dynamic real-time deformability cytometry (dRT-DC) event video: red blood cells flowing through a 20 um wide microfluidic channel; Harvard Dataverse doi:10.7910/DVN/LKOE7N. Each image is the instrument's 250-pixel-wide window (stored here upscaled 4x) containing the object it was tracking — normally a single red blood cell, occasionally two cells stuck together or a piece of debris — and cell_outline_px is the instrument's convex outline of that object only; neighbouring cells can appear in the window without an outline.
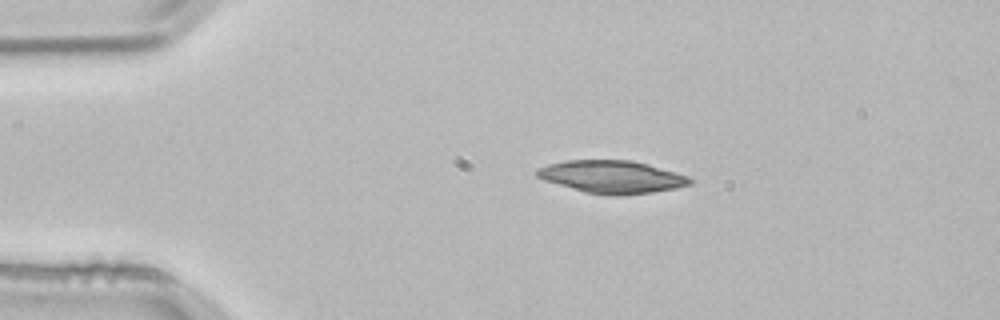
{"species": "common noctule bat (a hibernating species)", "species_latin": "Nyctalus noctula", "temperature_condition": "room temperature", "stored_images_in_passage": 3, "segment_of_instrument_passage": [1, 2], "camera_frame_rate_fps": 3000, "um_per_image_px": 0.085, "animal": {"sex": "male", "body_mass_g": 21.5, "forearm_length_mm": 52.0}, "frame": {"image": 1, "passage_image": 1, "time_ms": 0.0, "image_size_px": [1000, 320], "cell_outline_px": [[692, 184], [676, 188], [652, 192], [616, 196], [612, 196], [584, 192], [544, 180], [536, 176], [536, 168], [548, 164], [568, 160], [632, 160], [648, 164], [688, 176], [692, 180]], "centroid_in_image_um": [52.0, 15.03], "position_along_channel_um": 33.0, "area_um2": 29.07}}